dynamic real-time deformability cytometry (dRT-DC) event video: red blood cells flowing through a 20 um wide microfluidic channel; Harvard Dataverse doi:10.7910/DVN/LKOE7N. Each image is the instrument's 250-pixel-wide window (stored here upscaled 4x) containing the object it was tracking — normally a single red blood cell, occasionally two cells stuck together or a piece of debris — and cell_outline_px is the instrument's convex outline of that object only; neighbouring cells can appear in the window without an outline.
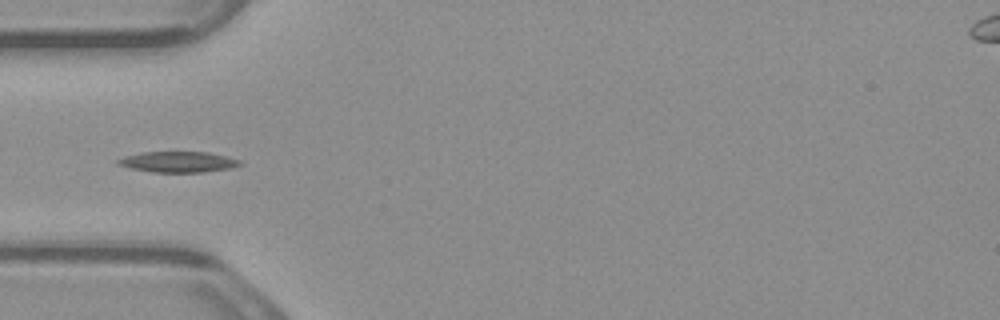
{"species": "common noctule bat (a hibernating species)", "species_latin": "Nyctalus noctula", "temperature_condition": "warm", "stored_images_in_passage": 4, "camera_frame_rate_fps": 3000, "um_per_image_px": 0.085, "animal": {"sex": "male", "body_mass_g": 23.1, "forearm_length_mm": 52.7}, "frame": {"image": 1, "passage_image": 4, "time_ms": 1.0, "image_size_px": [1000, 320], "cell_outline_px": [[244, 164], [232, 168], [204, 172], [152, 172], [132, 168], [116, 164], [116, 160], [124, 156], [140, 152], [208, 152], [240, 160]], "centroid_in_image_um": [15.14, 13.76], "position_along_channel_um": 69.9, "area_um2": 14.8}}